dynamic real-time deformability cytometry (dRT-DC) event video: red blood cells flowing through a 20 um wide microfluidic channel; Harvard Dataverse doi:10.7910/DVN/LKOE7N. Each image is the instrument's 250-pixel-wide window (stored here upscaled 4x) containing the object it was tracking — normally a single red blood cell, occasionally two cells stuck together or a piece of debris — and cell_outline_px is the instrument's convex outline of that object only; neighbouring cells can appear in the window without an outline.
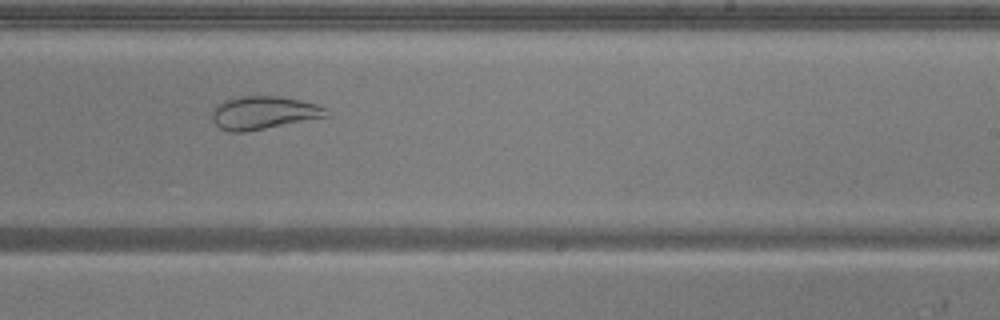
{"species": "common noctule bat (a hibernating species)", "species_latin": "Nyctalus noctula", "temperature_condition": "warm", "stored_images_in_passage": 42, "camera_frame_rate_fps": 3000, "um_per_image_px": 0.085, "animal": {"sex": "male", "body_mass_g": 20.5, "forearm_length_mm": 52.5}, "frame": {"image": 1, "passage_image": 24, "time_ms": 7.667, "image_size_px": [1000, 320], "cell_outline_px": [[332, 116], [264, 128], [240, 132], [228, 132], [220, 128], [212, 120], [212, 108], [216, 104], [224, 100], [240, 96], [280, 96], [300, 100], [316, 104], [324, 108]], "centroid_in_image_um": [22.38, 9.57], "position_along_channel_um": 266.6, "area_um2": 22.02}, "authors_computed_cell_mechanics": {"area_um2": 29.3624, "velocity_mm_per_s": 3.8434, "shape_relaxation_time_tau1_ms": null, "shape_relaxation_time_tau2_ms": 1.2835, "deformation_change_tau1": null, "deformation_change_tau2": 0.0628}}